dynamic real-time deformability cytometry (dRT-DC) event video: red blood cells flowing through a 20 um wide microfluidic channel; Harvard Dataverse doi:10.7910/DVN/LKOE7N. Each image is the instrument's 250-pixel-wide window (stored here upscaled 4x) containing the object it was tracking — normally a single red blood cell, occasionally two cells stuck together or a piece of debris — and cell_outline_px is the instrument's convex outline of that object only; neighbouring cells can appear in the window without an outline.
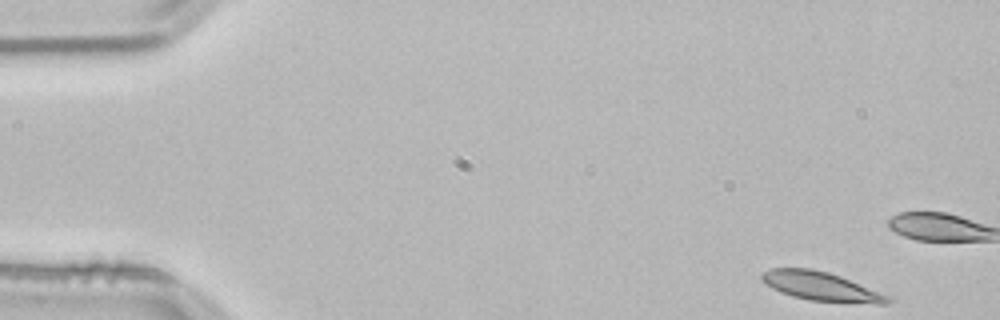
{"species": "common noctule bat (a hibernating species)", "species_latin": "Nyctalus noctula", "temperature_condition": "room temperature", "stored_images_in_passage": 14, "camera_frame_rate_fps": 3000, "um_per_image_px": 0.085, "animal": {"sex": "male", "body_mass_g": 21.5, "forearm_length_mm": 52.0}, "frame": {"image": 1, "passage_image": 1, "time_ms": 0.0, "image_size_px": [1000, 320], "cell_outline_px": [[892, 300], [884, 304], [876, 304], [808, 300], [792, 296], [780, 292], [772, 288], [760, 280], [760, 276], [764, 272], [772, 268], [812, 268], [828, 272], [840, 276], [892, 296]], "centroid_in_image_um": [69.8, 24.34], "position_along_channel_um": 15.2, "area_um2": 21.33}}